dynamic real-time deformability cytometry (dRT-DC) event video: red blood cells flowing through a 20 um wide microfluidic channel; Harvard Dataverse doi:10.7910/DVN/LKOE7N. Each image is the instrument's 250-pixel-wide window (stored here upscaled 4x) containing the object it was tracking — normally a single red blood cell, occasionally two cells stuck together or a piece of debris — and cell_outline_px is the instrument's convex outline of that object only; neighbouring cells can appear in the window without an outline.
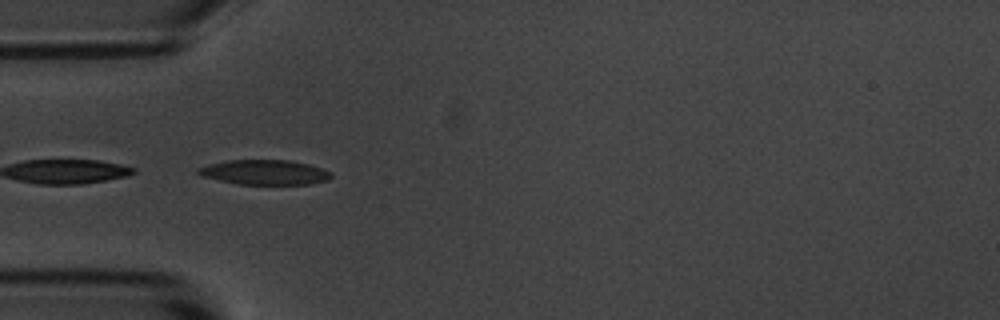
{"species": "common noctule bat (a hibernating species)", "species_latin": "Nyctalus noctula", "temperature_condition": "room temperature", "stored_images_in_passage": 15, "camera_frame_rate_fps": 3000, "um_per_image_px": 0.085, "animal": {"sex": "male", "body_mass_g": 20.1, "forearm_length_mm": 53.5}, "frame": {"image": 1, "passage_image": 7, "time_ms": 2.0, "image_size_px": [1000, 320], "cell_outline_px": [[332, 176], [328, 180], [308, 184], [240, 184], [200, 176], [196, 172], [196, 168], [224, 160], [288, 160], [308, 164], [332, 172]], "centroid_in_image_um": [22.47, 14.64], "position_along_channel_um": 62.5, "area_um2": 19.19}}